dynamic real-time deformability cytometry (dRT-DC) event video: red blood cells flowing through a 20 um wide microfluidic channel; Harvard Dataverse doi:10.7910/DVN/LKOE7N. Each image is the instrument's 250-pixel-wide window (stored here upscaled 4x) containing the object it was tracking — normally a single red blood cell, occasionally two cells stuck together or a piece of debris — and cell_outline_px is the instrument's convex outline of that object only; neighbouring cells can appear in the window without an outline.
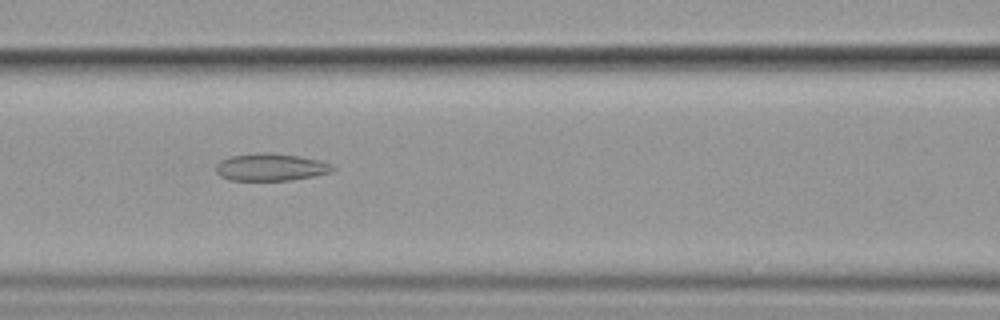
{"species": "common noctule bat (a hibernating species)", "species_latin": "Nyctalus noctula", "temperature_condition": "cold", "stored_images_in_passage": 12, "camera_frame_rate_fps": 3000, "um_per_image_px": 0.085, "animal": {"sex": "female", "body_mass_g": 19.9}, "frame": {"image": 1, "passage_image": 4, "time_ms": 3.333, "image_size_px": [1000, 320], "cell_outline_px": [[336, 168], [332, 172], [312, 176], [288, 180], [232, 180], [220, 176], [216, 172], [216, 164], [220, 160], [232, 156], [256, 152], [272, 152], [320, 160]], "centroid_in_image_um": [22.98, 14.2], "position_along_channel_um": 143.6, "area_um2": 18.5}}
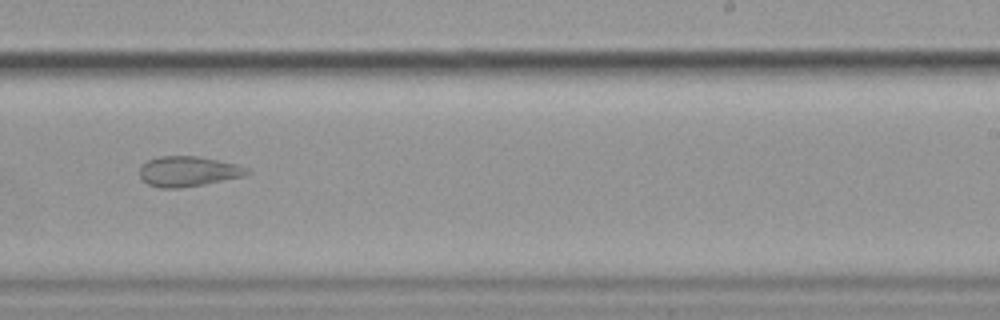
{"frame": {"image": 2, "passage_image": 7, "time_ms": 7.0, "image_size_px": [1000, 320], "cell_outline_px": [[252, 172], [244, 176], [204, 184], [180, 188], [160, 188], [148, 184], [140, 176], [140, 168], [148, 160], [160, 156], [196, 156], [236, 164], [248, 168]], "centroid_in_image_um": [16.01, 14.57], "position_along_channel_um": 273.0, "area_um2": 18.73}}
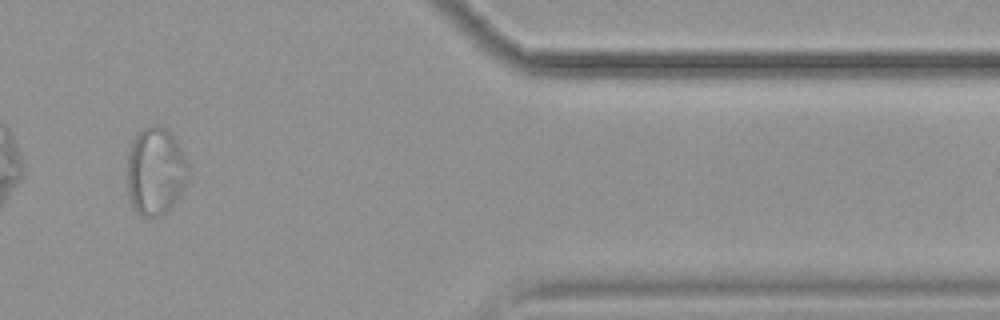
{"frame": {"image": 3, "passage_image": 10, "time_ms": 11.333, "image_size_px": [1000, 320], "cell_outline_px": [[188, 180], [168, 212], [160, 216], [144, 216], [136, 212], [128, 196], [128, 152], [132, 140], [136, 132], [140, 128], [148, 124], [156, 124], [164, 128], [176, 140], [188, 160]], "centroid_in_image_um": [13.21, 14.52], "position_along_channel_um": 398.2, "area_um2": 31.56}}